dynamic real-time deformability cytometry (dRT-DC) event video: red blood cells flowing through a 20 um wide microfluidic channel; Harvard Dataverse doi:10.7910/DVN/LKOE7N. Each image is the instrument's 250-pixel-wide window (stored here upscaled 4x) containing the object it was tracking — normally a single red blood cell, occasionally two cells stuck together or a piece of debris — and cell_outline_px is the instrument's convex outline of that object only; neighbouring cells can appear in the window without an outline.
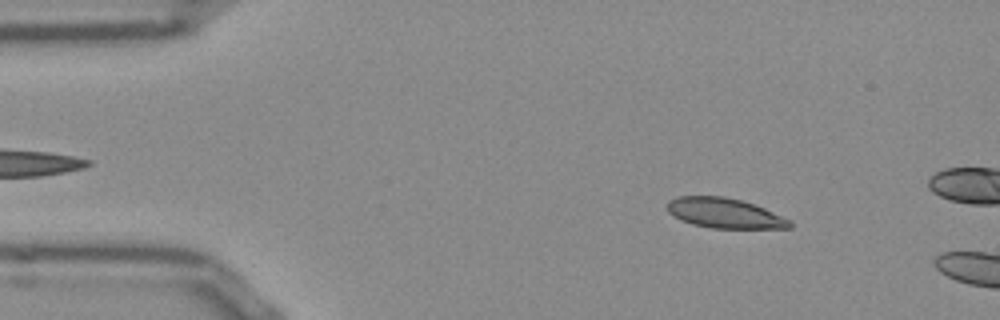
{"species": "Egyptian fruit bat (a non-hibernating species)", "species_latin": "Rousettus aegyptiacus", "temperature_condition": "room temperature", "stored_images_in_passage": 13, "camera_frame_rate_fps": 3000, "um_per_image_px": 0.085, "frame": {"image": 1, "passage_image": 6, "time_ms": 1.667, "image_size_px": [1000, 320], "cell_outline_px": [[792, 228], [712, 228], [692, 224], [680, 220], [668, 212], [668, 200], [676, 196], [724, 196], [756, 204], [792, 220]], "centroid_in_image_um": [61.61, 18.11], "position_along_channel_um": 23.4, "area_um2": 21.62}}